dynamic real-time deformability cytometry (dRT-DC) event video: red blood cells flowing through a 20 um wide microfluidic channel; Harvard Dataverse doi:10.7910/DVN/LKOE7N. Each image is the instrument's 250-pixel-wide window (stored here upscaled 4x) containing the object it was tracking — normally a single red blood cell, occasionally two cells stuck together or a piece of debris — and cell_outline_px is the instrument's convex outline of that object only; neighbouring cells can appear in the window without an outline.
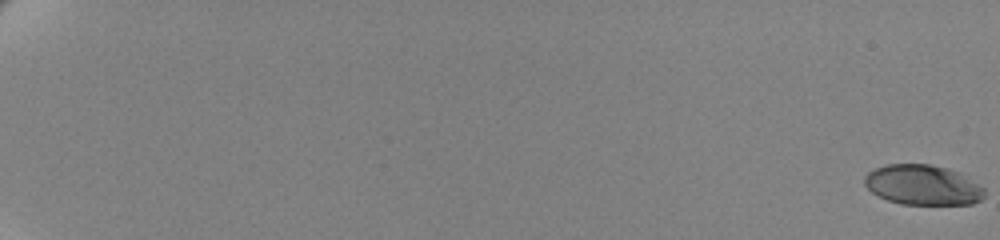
{"species": "human", "species_latin": "Homo sapiens", "temperature_condition": "cold", "stored_images_in_passage": 64, "camera_frame_rate_fps": 3000, "um_per_image_px": 0.085, "donor": {"sex": "female"}, "frame": {"image": 1, "passage_image": 1, "time_ms": 0.0, "image_size_px": [1000, 240], "cell_outline_px": [[984, 196], [980, 200], [972, 204], [900, 204], [888, 200], [872, 192], [864, 184], [864, 176], [868, 172], [876, 168], [888, 164], [928, 164], [948, 168], [960, 172], [984, 188]], "centroid_in_image_um": [78.44, 15.72], "position_along_channel_um": 6.6, "area_um2": 27.98}}
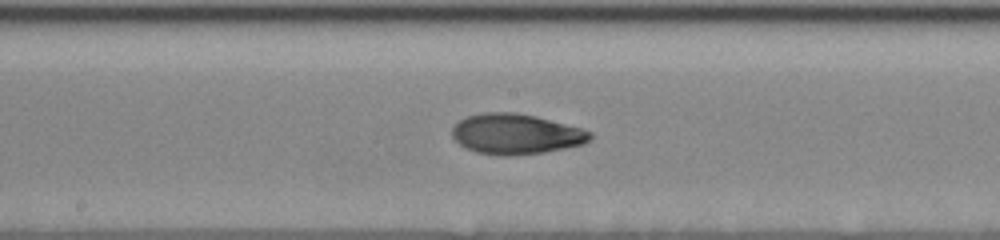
{"frame": {"image": 2, "passage_image": 39, "time_ms": 12.667, "image_size_px": [1000, 240], "cell_outline_px": [[592, 136], [584, 144], [544, 152], [508, 156], [500, 156], [476, 152], [464, 148], [452, 136], [452, 128], [460, 120], [468, 116], [484, 112], [516, 112], [536, 116], [580, 128], [592, 132]], "centroid_in_image_um": [43.83, 11.39], "position_along_channel_um": 204.4, "area_um2": 32.37}}
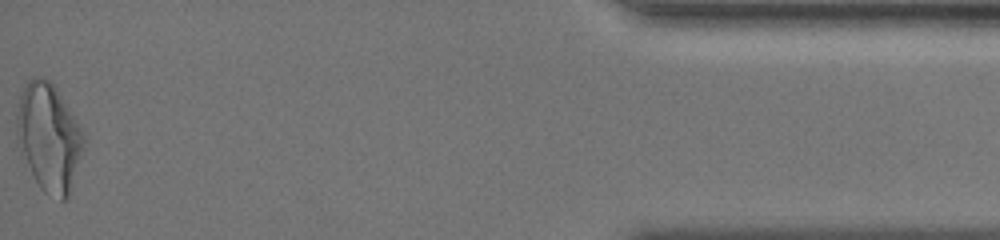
{"frame": {"image": 3, "passage_image": 64, "time_ms": 21.0, "image_size_px": [1000, 240], "cell_outline_px": [[88, 140], [68, 196], [64, 200], [60, 200], [44, 192], [40, 188], [20, 156], [16, 140], [16, 116], [20, 96], [28, 80], [32, 76], [44, 76], [56, 88], [84, 132]], "centroid_in_image_um": [4.15, 11.69], "position_along_channel_um": 431.0, "area_um2": 42.77}, "authors_computed_cell_mechanics": {"area_um2": 31.5299, "velocity_mm_per_s": 3.4783, "shape_relaxation_time_tau1_ms": 5.9843, "shape_relaxation_time_tau2_ms": 1.6106, "deformation_change_tau1": 0.221, "deformation_change_tau2": 0.0702}}